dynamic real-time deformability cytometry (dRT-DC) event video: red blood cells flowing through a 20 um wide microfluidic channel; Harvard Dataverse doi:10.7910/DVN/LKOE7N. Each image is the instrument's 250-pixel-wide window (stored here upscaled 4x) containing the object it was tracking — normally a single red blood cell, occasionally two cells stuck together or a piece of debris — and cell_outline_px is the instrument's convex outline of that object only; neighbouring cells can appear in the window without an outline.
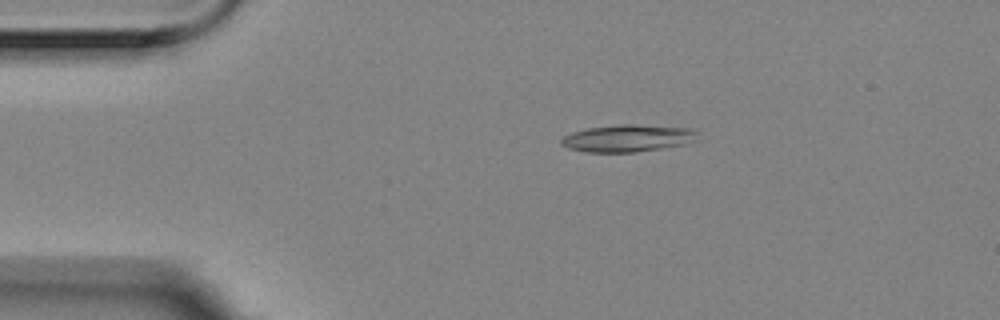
{"species": "Egyptian fruit bat (a non-hibernating species)", "species_latin": "Rousettus aegyptiacus", "temperature_condition": "room temperature", "stored_images_in_passage": 5, "camera_frame_rate_fps": 3000, "um_per_image_px": 0.085, "animal": {"sex": "female"}, "frame": {"image": 1, "passage_image": 3, "time_ms": 0.667, "image_size_px": [1000, 320], "cell_outline_px": [[696, 132], [684, 144], [636, 152], [584, 152], [568, 148], [560, 144], [560, 140], [564, 136], [572, 132], [588, 128], [620, 124], [632, 124], [688, 128]], "centroid_in_image_um": [53.2, 11.75], "position_along_channel_um": 31.8, "area_um2": 21.04}}
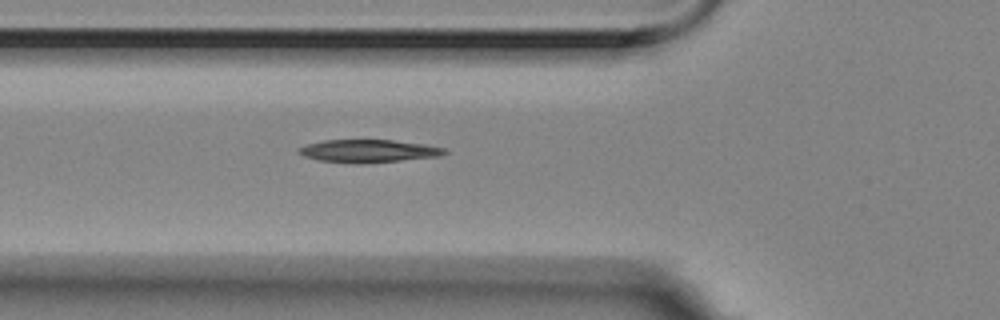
{"frame": {"image": 2, "passage_image": 5, "time_ms": 1.333, "image_size_px": [1000, 320], "cell_outline_px": [[448, 152], [440, 156], [400, 160], [356, 164], [320, 160], [304, 156], [296, 148], [308, 144], [324, 140], [392, 140], [424, 144], [444, 148]], "centroid_in_image_um": [31.31, 12.83], "position_along_channel_um": 94.5, "area_um2": 19.13}}